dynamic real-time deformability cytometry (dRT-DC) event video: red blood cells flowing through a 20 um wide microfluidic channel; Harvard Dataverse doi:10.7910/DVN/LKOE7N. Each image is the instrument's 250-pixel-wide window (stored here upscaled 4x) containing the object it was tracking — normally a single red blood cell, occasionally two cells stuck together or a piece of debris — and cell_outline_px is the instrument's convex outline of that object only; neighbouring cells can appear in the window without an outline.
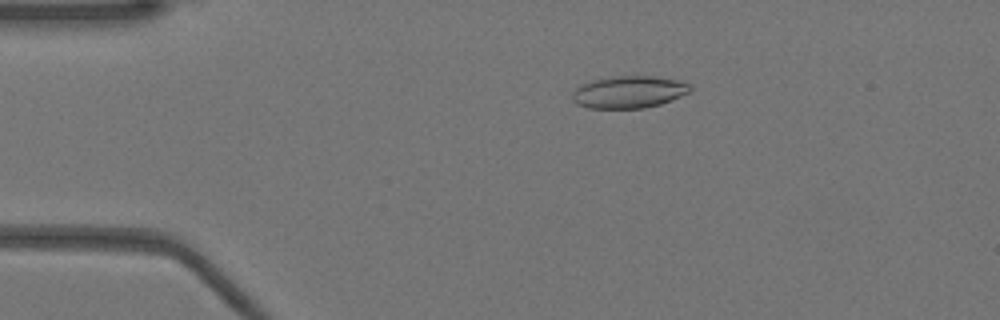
{"species": "Egyptian fruit bat (a non-hibernating species)", "species_latin": "Rousettus aegyptiacus", "temperature_condition": "warm", "stored_images_in_passage": 47, "camera_frame_rate_fps": 3000, "um_per_image_px": 0.085, "animal": {"sex": "female"}, "frame": {"image": 1, "passage_image": 6, "time_ms": 1.667, "image_size_px": [1000, 320], "cell_outline_px": [[692, 88], [688, 92], [672, 100], [660, 104], [644, 108], [588, 108], [576, 104], [572, 100], [572, 92], [580, 84], [588, 80], [608, 76], [656, 76], [684, 80]], "centroid_in_image_um": [53.42, 7.8], "position_along_channel_um": 31.6, "area_um2": 22.54}}
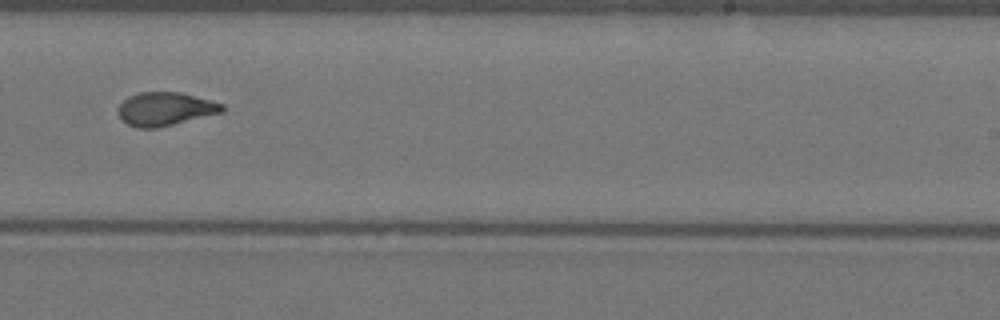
{"frame": {"image": 2, "passage_image": 28, "time_ms": 9.0, "image_size_px": [1000, 320], "cell_outline_px": [[224, 112], [156, 128], [136, 128], [120, 120], [116, 112], [120, 104], [128, 96], [140, 92], [180, 92], [224, 104]], "centroid_in_image_um": [14.0, 9.26], "position_along_channel_um": 275.0, "area_um2": 20.35}}
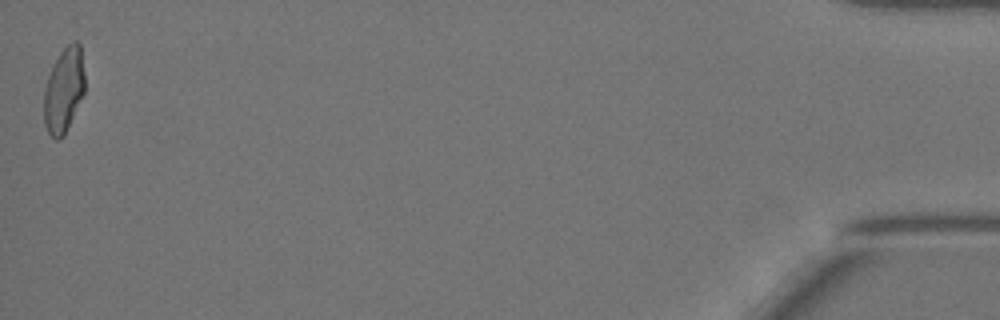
{"frame": {"image": 3, "passage_image": 47, "time_ms": 15.333, "image_size_px": [1000, 320], "cell_outline_px": [[84, 92], [64, 136], [60, 140], [56, 140], [48, 132], [44, 124], [44, 88], [48, 76], [60, 52], [72, 40], [76, 40], [80, 44], [84, 72]], "centroid_in_image_um": [5.42, 7.66], "position_along_channel_um": 429.8, "area_um2": 20.11}, "authors_computed_cell_mechanics": {"area_um2": 20.6346, "velocity_mm_per_s": 3.9624, "shape_relaxation_time_tau1_ms": 6.6473, "shape_relaxation_time_tau2_ms": 1.349, "deformation_change_tau1": 0.2102, "deformation_change_tau2": 0.0819}}